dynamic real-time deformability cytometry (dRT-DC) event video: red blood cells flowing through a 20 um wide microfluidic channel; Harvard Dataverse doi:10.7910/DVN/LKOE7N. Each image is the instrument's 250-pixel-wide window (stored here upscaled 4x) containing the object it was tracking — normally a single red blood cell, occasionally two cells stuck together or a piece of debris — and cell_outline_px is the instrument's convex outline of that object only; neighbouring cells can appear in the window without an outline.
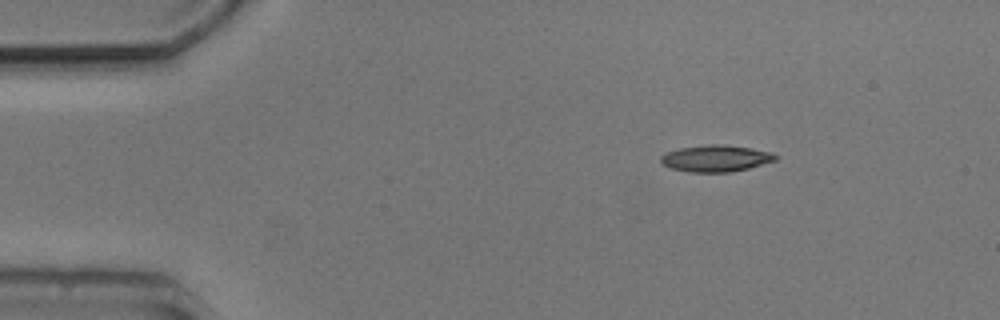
{"species": "common noctule bat (a hibernating species)", "species_latin": "Nyctalus noctula", "temperature_condition": "cold", "stored_images_in_passage": 3, "camera_frame_rate_fps": 3000, "um_per_image_px": 0.085, "animal": {"sex": "male", "body_mass_g": 20.5, "forearm_length_mm": 52.5}, "frame": {"image": 1, "passage_image": 1, "time_ms": 0.0, "image_size_px": [1000, 320], "cell_outline_px": [[776, 160], [748, 168], [732, 172], [688, 172], [672, 168], [660, 164], [660, 156], [668, 152], [680, 148], [708, 144], [724, 144], [772, 152], [776, 156]], "centroid_in_image_um": [60.81, 13.46], "position_along_channel_um": 24.2, "area_um2": 17.69}}